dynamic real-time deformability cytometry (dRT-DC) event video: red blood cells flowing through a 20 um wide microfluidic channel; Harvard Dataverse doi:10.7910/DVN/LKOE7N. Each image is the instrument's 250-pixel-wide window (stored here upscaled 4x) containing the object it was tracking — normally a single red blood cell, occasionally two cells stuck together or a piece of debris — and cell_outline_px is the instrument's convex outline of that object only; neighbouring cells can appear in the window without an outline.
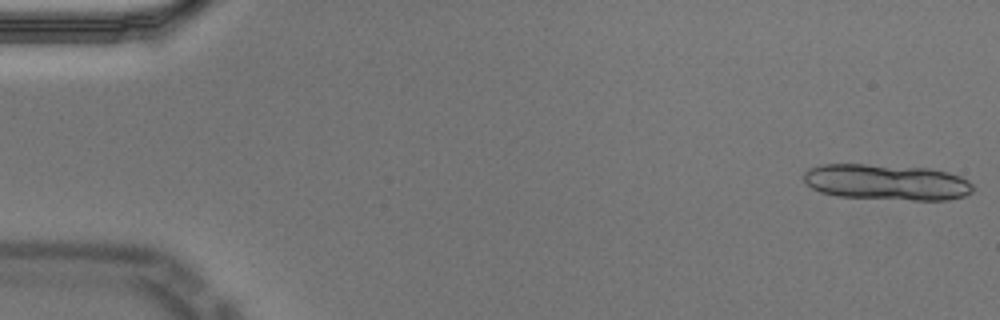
{"species": "Egyptian fruit bat (a non-hibernating species)", "species_latin": "Rousettus aegyptiacus", "temperature_condition": "cold", "stored_images_in_passage": 13, "camera_frame_rate_fps": 3000, "um_per_image_px": 0.085, "animal": {"sex": "male"}, "frame": {"image": 1, "passage_image": 1, "time_ms": 0.0, "image_size_px": [1000, 320], "cell_outline_px": [[976, 188], [972, 192], [964, 196], [948, 200], [912, 200], [836, 196], [820, 192], [812, 188], [804, 180], [804, 172], [808, 168], [824, 164], [864, 164], [928, 168], [948, 172], [960, 176], [968, 180]], "centroid_in_image_um": [75.39, 15.48], "position_along_channel_um": 9.6, "area_um2": 35.55}}